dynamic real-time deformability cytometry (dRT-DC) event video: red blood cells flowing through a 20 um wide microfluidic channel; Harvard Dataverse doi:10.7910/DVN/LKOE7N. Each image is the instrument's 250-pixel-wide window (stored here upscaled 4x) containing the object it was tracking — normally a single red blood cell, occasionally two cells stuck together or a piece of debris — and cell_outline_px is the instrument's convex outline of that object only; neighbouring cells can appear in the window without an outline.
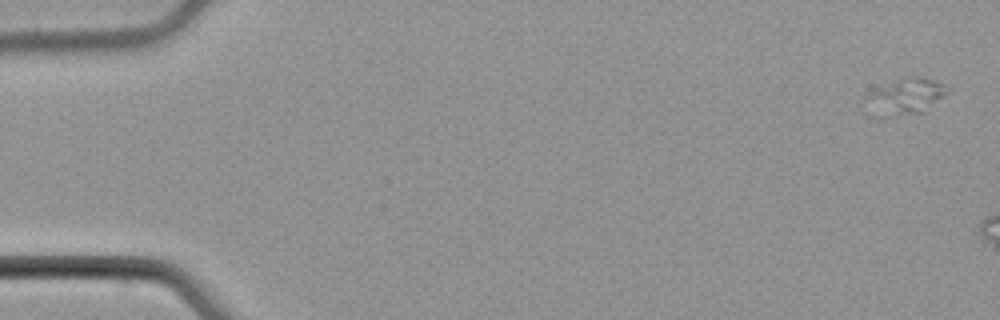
{"species": "common noctule bat (a hibernating species)", "species_latin": "Nyctalus noctula", "temperature_condition": "cold", "stored_images_in_passage": 3, "camera_frame_rate_fps": 3000, "um_per_image_px": 0.085, "animal": {"sex": "male", "body_mass_g": 21.5, "forearm_length_mm": 52.0}, "frame": {"image": 1, "passage_image": 1, "time_ms": 0.0, "image_size_px": [1000, 320], "cell_outline_px": [[944, 92], [924, 112], [884, 120], [880, 120], [864, 96], [876, 88], [908, 76], [916, 76], [932, 80], [944, 84]], "centroid_in_image_um": [76.87, 8.26], "position_along_channel_um": 8.1, "area_um2": 16.76}}